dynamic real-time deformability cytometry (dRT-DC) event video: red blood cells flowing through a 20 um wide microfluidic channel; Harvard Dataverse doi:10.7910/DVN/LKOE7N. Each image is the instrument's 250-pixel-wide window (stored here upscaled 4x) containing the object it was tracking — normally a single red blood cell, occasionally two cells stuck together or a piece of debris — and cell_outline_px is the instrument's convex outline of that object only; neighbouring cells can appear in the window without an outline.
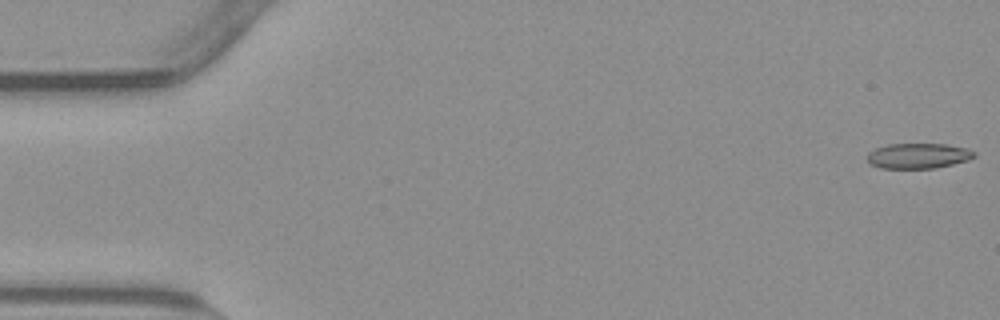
{"species": "common noctule bat (a hibernating species)", "species_latin": "Nyctalus noctula", "temperature_condition": "warm", "stored_images_in_passage": 55, "camera_frame_rate_fps": 3000, "um_per_image_px": 0.085, "animal": {"sex": "male", "body_mass_g": 23.1, "forearm_length_mm": 52.7}, "frame": {"image": 1, "passage_image": 1, "time_ms": 0.0, "image_size_px": [1000, 320], "cell_outline_px": [[976, 156], [968, 160], [936, 168], [880, 168], [868, 164], [868, 152], [876, 148], [888, 144], [944, 144], [968, 148], [976, 152]], "centroid_in_image_um": [78.05, 13.25], "position_along_channel_um": 6.9, "area_um2": 15.84}}
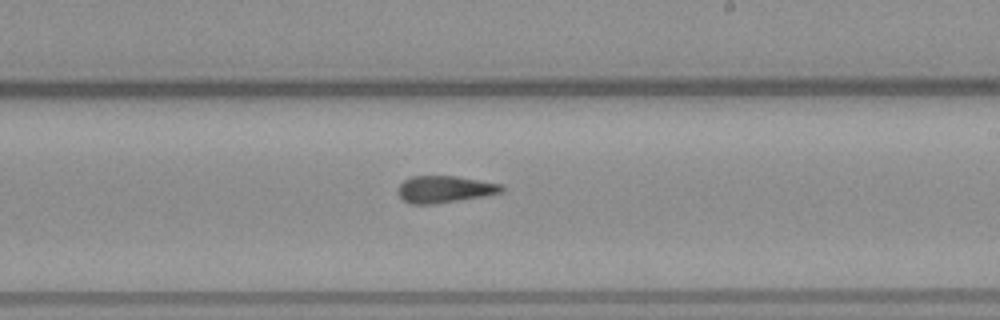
{"frame": {"image": 2, "passage_image": 32, "time_ms": 10.333, "image_size_px": [1000, 320], "cell_outline_px": [[504, 192], [484, 196], [432, 204], [412, 204], [404, 200], [396, 192], [400, 184], [404, 180], [412, 176], [456, 176], [504, 184]], "centroid_in_image_um": [37.82, 16.08], "position_along_channel_um": 251.2, "area_um2": 16.3}}
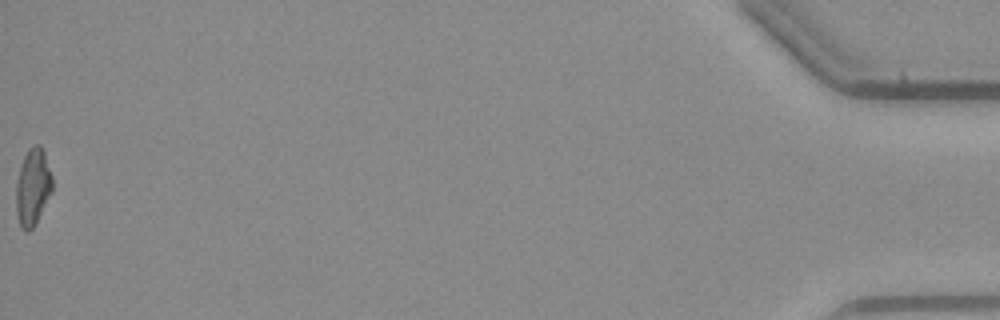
{"frame": {"image": 3, "passage_image": 55, "time_ms": 18.0, "image_size_px": [1000, 320], "cell_outline_px": [[52, 192], [36, 224], [28, 232], [24, 232], [20, 228], [16, 212], [16, 184], [20, 168], [24, 156], [28, 148], [32, 144], [40, 144], [44, 152], [52, 176]], "centroid_in_image_um": [2.78, 15.92], "position_along_channel_um": 432.4, "area_um2": 16.47}, "authors_computed_cell_mechanics": {"area_um2": 16.3574, "velocity_mm_per_s": 3.8013, "shape_relaxation_time_tau1_ms": null, "shape_relaxation_time_tau2_ms": 4.1801, "deformation_change_tau1": null, "deformation_change_tau2": 0.1354}}